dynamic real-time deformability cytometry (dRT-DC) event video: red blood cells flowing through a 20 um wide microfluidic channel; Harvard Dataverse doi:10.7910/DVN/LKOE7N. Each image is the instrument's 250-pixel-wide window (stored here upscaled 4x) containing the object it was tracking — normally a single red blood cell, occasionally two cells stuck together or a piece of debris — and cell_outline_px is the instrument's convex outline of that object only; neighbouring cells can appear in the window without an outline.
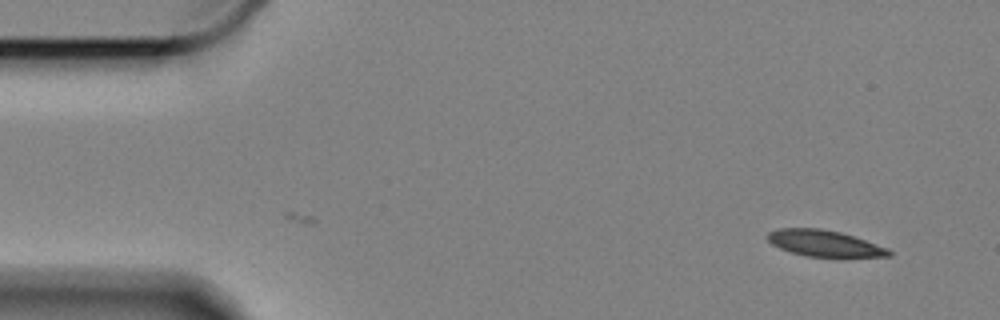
{"species": "Egyptian fruit bat (a non-hibernating species)", "species_latin": "Rousettus aegyptiacus", "temperature_condition": "cold", "stored_images_in_passage": 57, "segment_of_instrument_passage": [1, 2], "camera_frame_rate_fps": 3000, "um_per_image_px": 0.085, "animal": {"sex": "female"}, "frame": {"image": 1, "passage_image": 1, "time_ms": 0.0, "image_size_px": [1000, 320], "cell_outline_px": [[892, 256], [844, 260], [840, 260], [808, 256], [792, 252], [780, 248], [772, 244], [764, 236], [768, 232], [776, 228], [820, 228], [840, 232], [888, 248], [892, 252]], "centroid_in_image_um": [70.14, 20.74], "position_along_channel_um": 14.9, "area_um2": 19.54}}
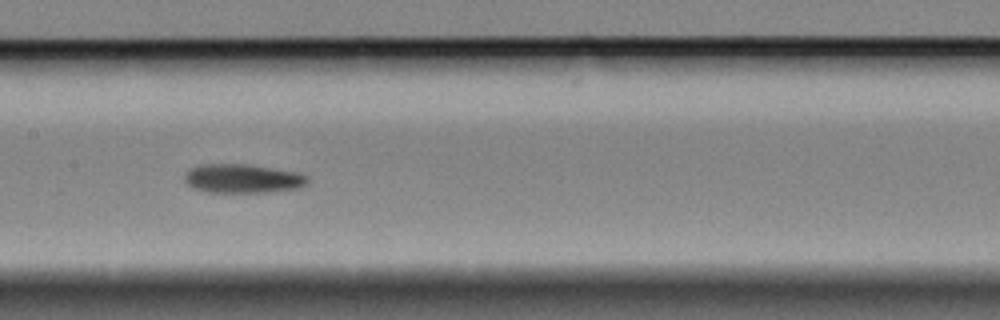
{"frame": {"image": 2, "passage_image": 25, "time_ms": 8.0, "image_size_px": [1000, 320], "cell_outline_px": [[308, 184], [300, 188], [268, 192], [208, 192], [192, 188], [184, 180], [184, 172], [188, 168], [200, 164], [248, 164], [296, 172], [308, 176]], "centroid_in_image_um": [20.59, 15.17], "position_along_channel_um": 186.8, "area_um2": 20.98}}
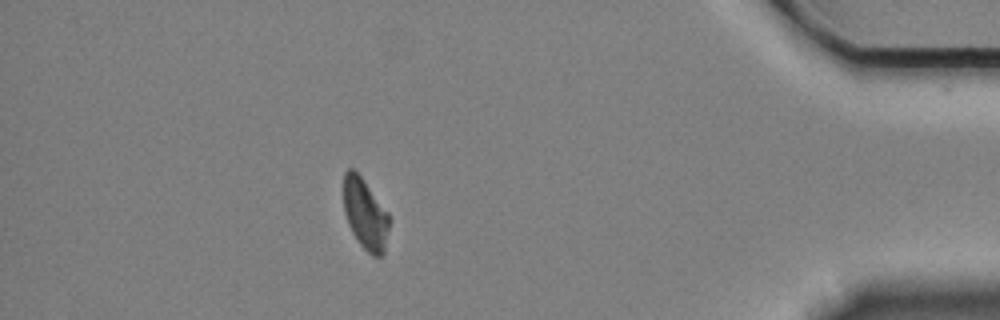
{"frame": {"image": 3, "passage_image": 49, "time_ms": 16.0, "image_size_px": [1000, 320], "cell_outline_px": [[388, 228], [384, 252], [380, 256], [372, 256], [360, 244], [352, 232], [348, 224], [344, 212], [344, 172], [348, 168], [352, 168], [360, 176], [388, 212]], "centroid_in_image_um": [31.02, 18.19], "position_along_channel_um": 404.2, "area_um2": 18.44}}